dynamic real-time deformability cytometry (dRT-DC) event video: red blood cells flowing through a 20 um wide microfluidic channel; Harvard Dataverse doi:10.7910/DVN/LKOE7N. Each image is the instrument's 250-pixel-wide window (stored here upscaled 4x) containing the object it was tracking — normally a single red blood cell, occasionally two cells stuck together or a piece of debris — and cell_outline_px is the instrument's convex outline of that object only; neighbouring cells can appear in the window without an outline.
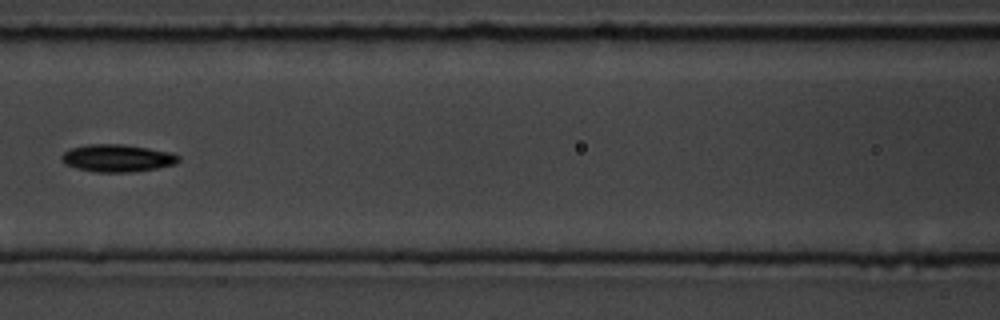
{"species": "common noctule bat (a hibernating species)", "species_latin": "Nyctalus noctula", "temperature_condition": "room temperature", "stored_images_in_passage": 9, "camera_frame_rate_fps": 3000, "um_per_image_px": 0.085, "animal": {"sex": "male", "body_mass_g": 19.5, "forearm_length_mm": 54.6}, "frame": {"image": 1, "passage_image": 6, "time_ms": 6.667, "image_size_px": [1000, 320], "cell_outline_px": [[180, 160], [176, 164], [156, 168], [132, 172], [96, 172], [76, 168], [64, 164], [60, 160], [60, 156], [64, 152], [72, 148], [88, 144], [124, 144], [172, 152], [180, 156]], "centroid_in_image_um": [9.97, 13.44], "position_along_channel_um": 156.6, "area_um2": 18.84}}
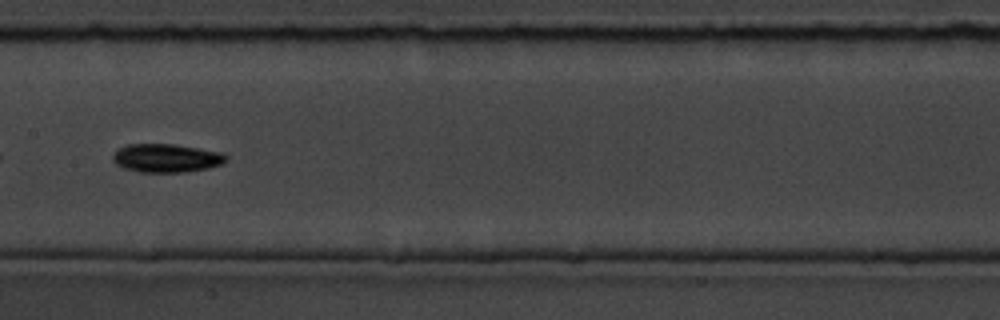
{"frame": {"image": 2, "passage_image": 7, "time_ms": 7.667, "image_size_px": [1000, 320], "cell_outline_px": [[228, 160], [224, 164], [208, 168], [188, 172], [140, 172], [124, 168], [116, 164], [112, 160], [112, 156], [116, 148], [128, 144], [172, 144], [220, 152], [228, 156]], "centroid_in_image_um": [14.13, 13.44], "position_along_channel_um": 193.3, "area_um2": 18.96}}